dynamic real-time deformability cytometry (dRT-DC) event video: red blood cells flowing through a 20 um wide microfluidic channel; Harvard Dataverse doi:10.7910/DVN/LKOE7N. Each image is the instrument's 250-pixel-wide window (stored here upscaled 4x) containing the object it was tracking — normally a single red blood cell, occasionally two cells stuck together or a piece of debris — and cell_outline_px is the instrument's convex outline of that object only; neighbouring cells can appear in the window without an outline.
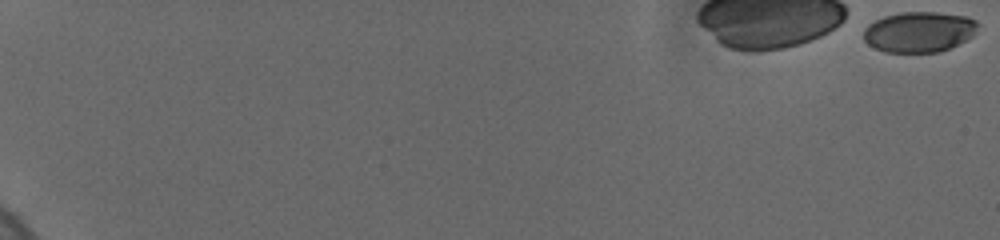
{"species": "human", "species_latin": "Homo sapiens", "temperature_condition": "cold", "stored_images_in_passage": 29, "camera_frame_rate_fps": 3000, "um_per_image_px": 0.085, "donor": {"sex": "female"}, "frame": {"image": 1, "passage_image": 1, "time_ms": 0.0, "image_size_px": [1000, 240], "cell_outline_px": [[980, 24], [972, 36], [940, 52], [884, 52], [868, 44], [864, 40], [864, 28], [868, 24], [884, 16], [900, 12], [936, 12], [968, 16], [976, 20]], "centroid_in_image_um": [78.12, 2.7], "position_along_channel_um": 6.9, "area_um2": 26.99}}
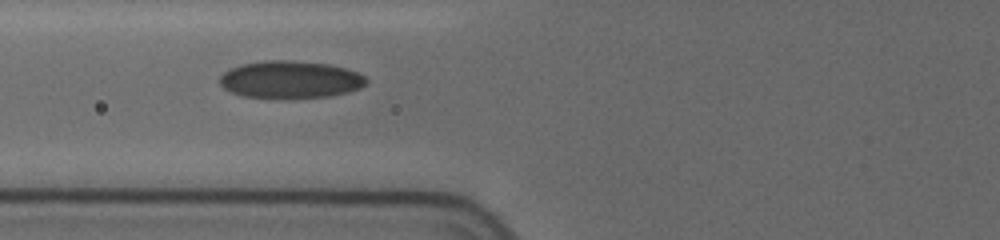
{"frame": {"image": 2, "passage_image": 26, "time_ms": 9.0, "image_size_px": [1000, 240], "cell_outline_px": [[368, 80], [360, 88], [348, 92], [328, 96], [244, 96], [232, 92], [224, 88], [220, 84], [220, 76], [224, 72], [240, 64], [264, 60], [292, 60], [328, 64], [344, 68], [356, 72], [364, 76]], "centroid_in_image_um": [24.67, 6.72], "position_along_channel_um": 101.1, "area_um2": 31.1}}
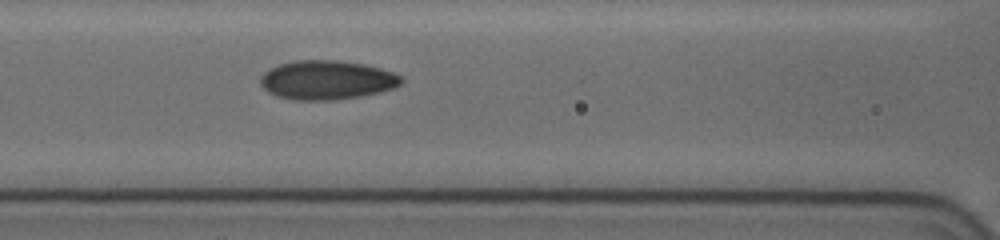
{"frame": {"image": 3, "passage_image": 29, "time_ms": 10.0, "image_size_px": [1000, 240], "cell_outline_px": [[404, 80], [400, 84], [392, 88], [376, 92], [356, 96], [332, 100], [292, 100], [276, 96], [268, 92], [260, 84], [260, 76], [264, 72], [280, 64], [296, 60], [340, 60], [364, 64], [380, 68], [392, 72], [400, 76]], "centroid_in_image_um": [27.74, 6.79], "position_along_channel_um": 138.9, "area_um2": 31.85}}